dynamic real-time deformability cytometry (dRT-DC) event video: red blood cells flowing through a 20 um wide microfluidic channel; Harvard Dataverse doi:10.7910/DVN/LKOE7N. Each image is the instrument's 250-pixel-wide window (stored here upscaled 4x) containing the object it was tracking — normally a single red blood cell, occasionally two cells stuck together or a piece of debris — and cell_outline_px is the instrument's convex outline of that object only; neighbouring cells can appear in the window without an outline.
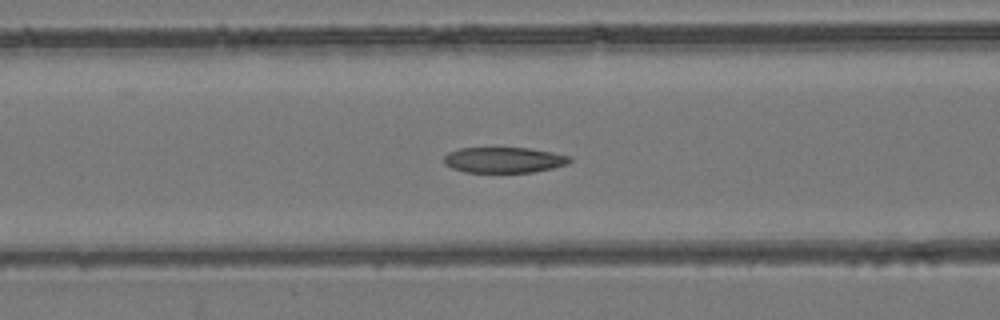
{"species": "common noctule bat (a hibernating species)", "species_latin": "Nyctalus noctula", "temperature_condition": "room temperature", "stored_images_in_passage": 45, "camera_frame_rate_fps": 3000, "um_per_image_px": 0.085, "animal": {"sex": "female", "body_mass_g": 24.6, "forearm_length_mm": 56.2}, "frame": {"image": 1, "passage_image": 14, "time_ms": 4.333, "image_size_px": [1000, 320], "cell_outline_px": [[572, 160], [568, 164], [552, 168], [532, 172], [464, 172], [452, 168], [444, 164], [444, 156], [448, 152], [460, 148], [528, 148], [552, 152], [572, 156]], "centroid_in_image_um": [42.84, 13.59], "position_along_channel_um": 123.8, "area_um2": 18.84}}
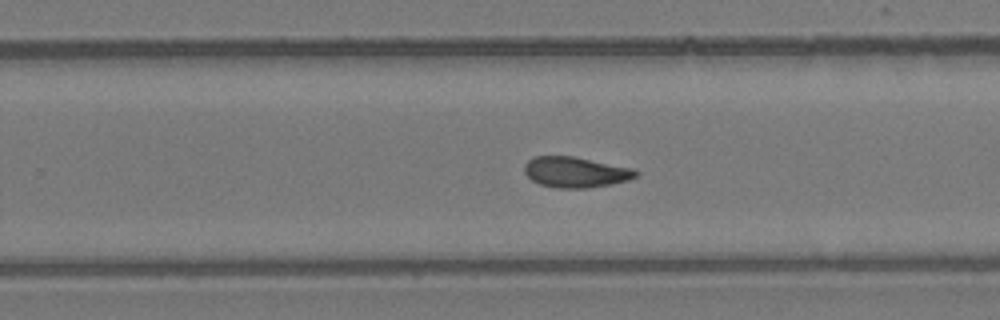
{"frame": {"image": 2, "passage_image": 26, "time_ms": 8.333, "image_size_px": [1000, 320], "cell_outline_px": [[640, 172], [636, 176], [628, 180], [612, 184], [588, 188], [556, 188], [540, 184], [532, 180], [524, 172], [524, 164], [528, 160], [536, 156], [572, 156], [632, 168]], "centroid_in_image_um": [48.91, 14.64], "position_along_channel_um": 280.9, "area_um2": 19.83}}
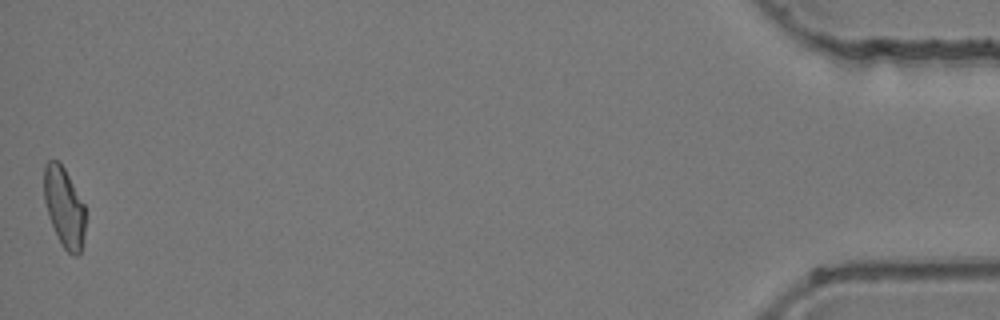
{"frame": {"image": 3, "passage_image": 45, "time_ms": 14.667, "image_size_px": [1000, 320], "cell_outline_px": [[84, 236], [80, 252], [76, 256], [72, 256], [60, 244], [48, 216], [44, 200], [44, 164], [48, 160], [60, 160], [84, 204]], "centroid_in_image_um": [5.43, 17.6], "position_along_channel_um": 429.8, "area_um2": 19.31}, "authors_computed_cell_mechanics": {"area_um2": 19.7098, "velocity_mm_per_s": 3.9417, "shape_relaxation_time_tau1_ms": null, "shape_relaxation_time_tau2_ms": 5.8951, "deformation_change_tau1": null, "deformation_change_tau2": 0.1255}}